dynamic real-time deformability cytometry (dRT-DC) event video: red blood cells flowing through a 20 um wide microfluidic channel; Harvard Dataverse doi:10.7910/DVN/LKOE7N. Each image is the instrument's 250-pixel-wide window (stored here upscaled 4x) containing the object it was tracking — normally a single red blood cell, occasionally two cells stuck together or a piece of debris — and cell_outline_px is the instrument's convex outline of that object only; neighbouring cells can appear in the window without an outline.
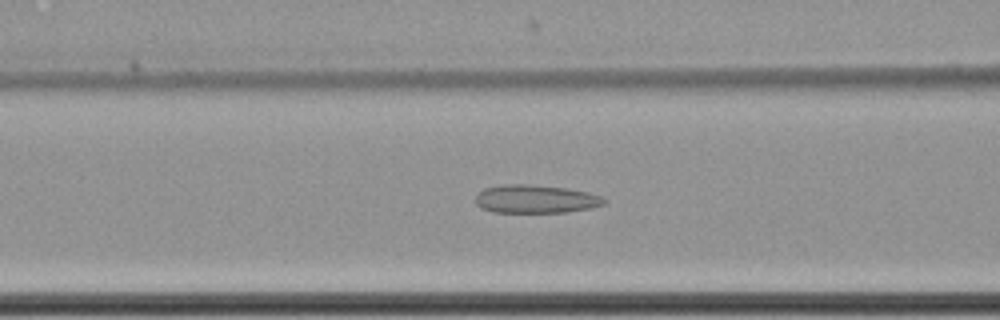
{"species": "common noctule bat (a hibernating species)", "species_latin": "Nyctalus noctula", "temperature_condition": "cold", "stored_images_in_passage": 61, "camera_frame_rate_fps": 3000, "um_per_image_px": 0.085, "animal": {"sex": "female", "body_mass_g": 22.7, "forearm_length_mm": 54.2}, "frame": {"image": 1, "passage_image": 26, "time_ms": 8.333, "image_size_px": [1000, 320], "cell_outline_px": [[608, 200], [604, 204], [592, 208], [568, 212], [492, 212], [480, 208], [476, 204], [476, 196], [484, 188], [508, 184], [528, 184], [564, 188], [588, 192], [600, 196]], "centroid_in_image_um": [45.54, 16.92], "position_along_channel_um": 121.1, "area_um2": 21.15}}
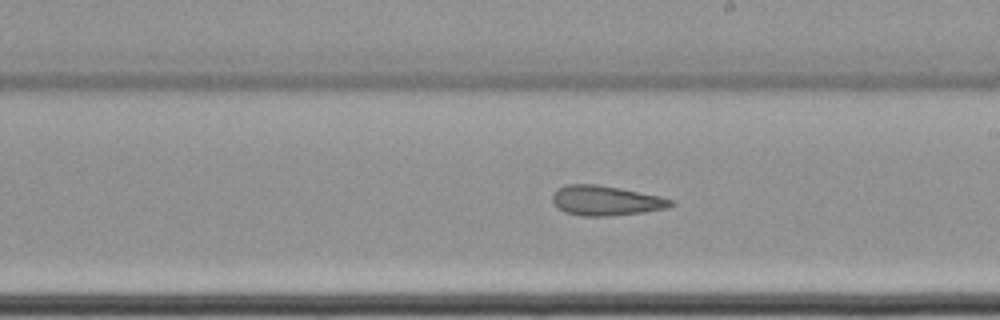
{"frame": {"image": 2, "passage_image": 36, "time_ms": 11.667, "image_size_px": [1000, 320], "cell_outline_px": [[676, 204], [668, 208], [644, 212], [608, 216], [580, 216], [564, 212], [552, 200], [552, 196], [556, 188], [564, 184], [596, 184], [660, 196], [672, 200]], "centroid_in_image_um": [51.48, 17.05], "position_along_channel_um": 237.5, "area_um2": 20.58}}
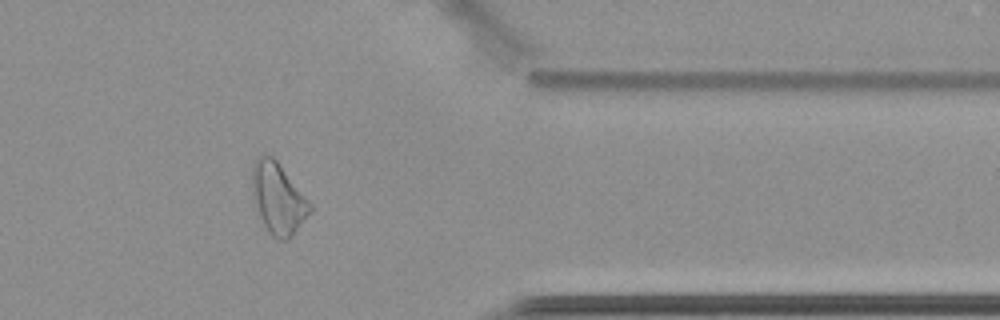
{"frame": {"image": 3, "passage_image": 50, "time_ms": 16.333, "image_size_px": [1000, 320], "cell_outline_px": [[312, 212], [292, 236], [288, 240], [276, 240], [268, 232], [256, 208], [252, 196], [252, 164], [256, 156], [268, 152], [276, 160], [312, 204]], "centroid_in_image_um": [23.63, 16.85], "position_along_channel_um": 387.8, "area_um2": 24.28}, "authors_computed_cell_mechanics": {"area_um2": 24.6228, "velocity_mm_per_s": 3.498, "shape_relaxation_time_tau1_ms": null, "shape_relaxation_time_tau2_ms": 3.7834, "deformation_change_tau1": null, "deformation_change_tau2": 0.1249}}